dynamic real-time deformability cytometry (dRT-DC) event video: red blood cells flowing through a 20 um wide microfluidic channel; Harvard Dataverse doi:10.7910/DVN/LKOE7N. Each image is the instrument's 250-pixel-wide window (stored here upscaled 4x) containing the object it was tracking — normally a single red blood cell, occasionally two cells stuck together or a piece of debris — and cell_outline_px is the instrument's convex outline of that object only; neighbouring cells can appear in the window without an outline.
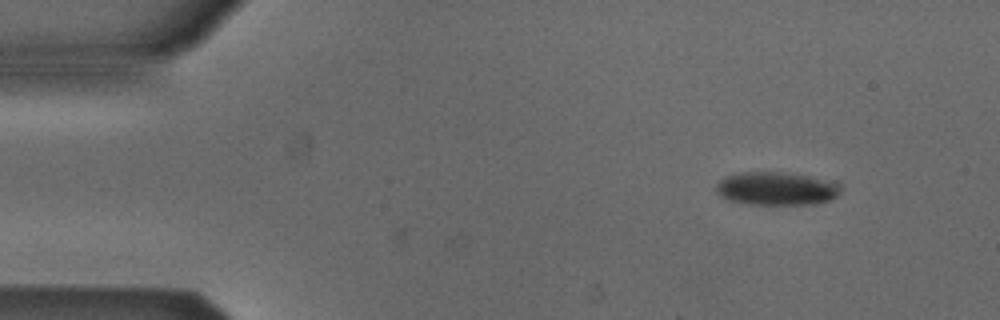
{"species": "Egyptian fruit bat (a non-hibernating species)", "species_latin": "Rousettus aegyptiacus", "temperature_condition": "cold", "stored_images_in_passage": 2, "camera_frame_rate_fps": 3000, "um_per_image_px": 0.085, "animal": {"sex": "male"}, "frame": {"image": 1, "passage_image": 2, "time_ms": 0.333, "image_size_px": [1000, 320], "cell_outline_px": [[840, 192], [832, 200], [816, 204], [748, 204], [724, 200], [712, 188], [724, 176], [740, 172], [776, 172], [836, 180], [840, 184]], "centroid_in_image_um": [65.97, 16.03], "position_along_channel_um": 19.0, "area_um2": 24.57}}